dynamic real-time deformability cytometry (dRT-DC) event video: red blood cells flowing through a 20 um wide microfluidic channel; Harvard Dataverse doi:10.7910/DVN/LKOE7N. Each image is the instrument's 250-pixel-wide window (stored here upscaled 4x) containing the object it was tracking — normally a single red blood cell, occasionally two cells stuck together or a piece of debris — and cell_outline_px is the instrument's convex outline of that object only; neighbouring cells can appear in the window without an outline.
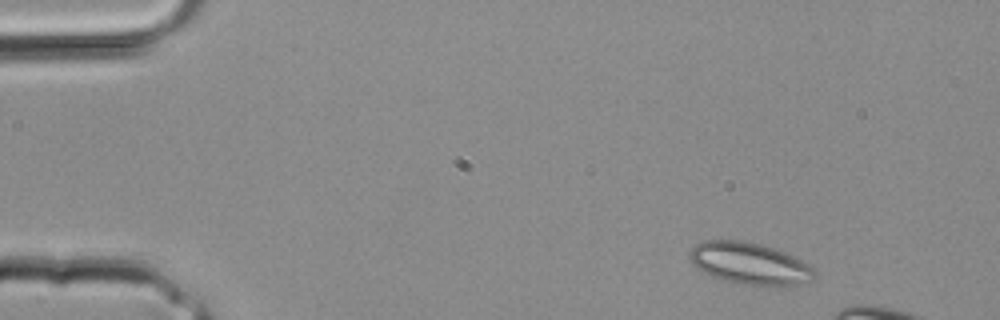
{"species": "common noctule bat (a hibernating species)", "species_latin": "Nyctalus noctula", "temperature_condition": "room temperature", "stored_images_in_passage": 3, "camera_frame_rate_fps": 3000, "um_per_image_px": 0.085, "animal": {"sex": "male", "body_mass_g": 20.4}, "frame": {"image": 1, "passage_image": 1, "time_ms": 0.0, "image_size_px": [1000, 320], "cell_outline_px": [[816, 276], [812, 280], [788, 288], [760, 288], [712, 276], [704, 272], [692, 264], [688, 256], [688, 252], [696, 244], [704, 240], [740, 240], [760, 244], [784, 252], [808, 264], [816, 272]], "centroid_in_image_um": [63.76, 22.44], "position_along_channel_um": 21.2, "area_um2": 30.98}}